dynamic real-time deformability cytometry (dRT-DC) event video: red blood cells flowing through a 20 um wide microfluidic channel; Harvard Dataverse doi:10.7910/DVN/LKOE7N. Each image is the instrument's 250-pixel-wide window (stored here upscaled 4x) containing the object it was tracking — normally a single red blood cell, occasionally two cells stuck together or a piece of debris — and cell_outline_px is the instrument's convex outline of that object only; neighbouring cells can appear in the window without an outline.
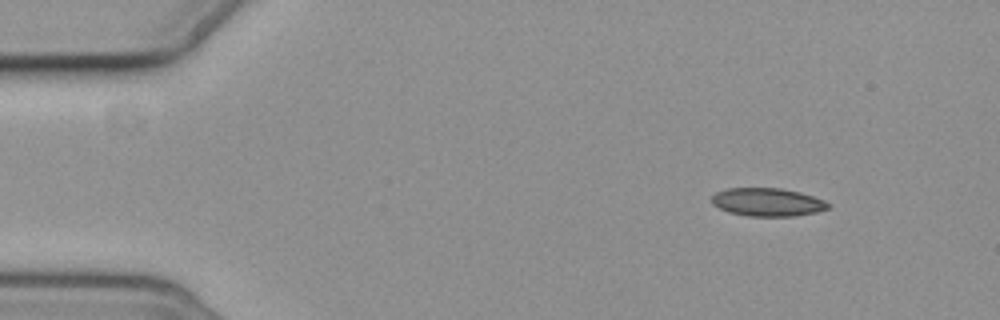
{"species": "common noctule bat (a hibernating species)", "species_latin": "Nyctalus noctula", "temperature_condition": "cold", "stored_images_in_passage": 5, "camera_frame_rate_fps": 3000, "um_per_image_px": 0.085, "animal": {"sex": "female", "body_mass_g": 19.3, "forearm_length_mm": 54.1}, "frame": {"image": 1, "passage_image": 1, "time_ms": 0.0, "image_size_px": [1000, 320], "cell_outline_px": [[828, 208], [816, 212], [792, 216], [748, 216], [728, 212], [712, 204], [712, 196], [716, 192], [728, 188], [780, 188], [800, 192], [824, 200], [828, 204]], "centroid_in_image_um": [65.2, 17.18], "position_along_channel_um": 19.8, "area_um2": 18.96}}